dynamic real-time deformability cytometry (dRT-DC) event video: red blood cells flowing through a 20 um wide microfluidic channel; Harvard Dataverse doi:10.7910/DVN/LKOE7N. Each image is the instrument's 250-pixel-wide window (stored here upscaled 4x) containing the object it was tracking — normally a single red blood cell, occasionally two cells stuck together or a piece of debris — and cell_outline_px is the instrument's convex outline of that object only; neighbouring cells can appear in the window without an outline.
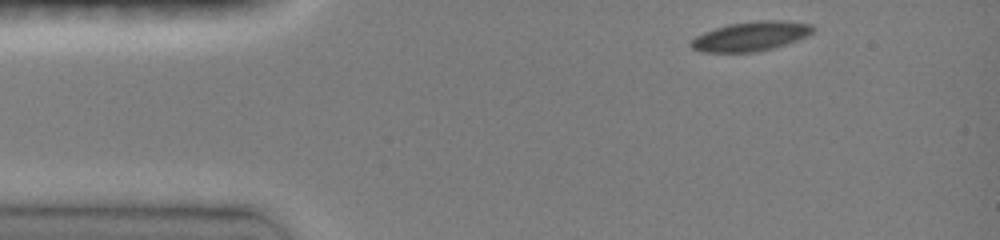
{"species": "common noctule bat (a hibernating species)", "species_latin": "Nyctalus noctula", "temperature_condition": "room temperature", "stored_images_in_passage": 33, "camera_frame_rate_fps": 3000, "um_per_image_px": 0.085, "animal": {"sex": "female", "body_mass_g": 19.0, "forearm_length_mm": 51.5}, "frame": {"image": 1, "passage_image": 1, "time_ms": 0.0, "image_size_px": [1000, 240], "cell_outline_px": [[816, 28], [808, 36], [772, 48], [756, 52], [700, 52], [692, 48], [688, 44], [696, 36], [704, 32], [728, 24], [756, 20], [784, 20], [812, 24]], "centroid_in_image_um": [63.82, 3.07], "position_along_channel_um": 21.2, "area_um2": 20.98}}
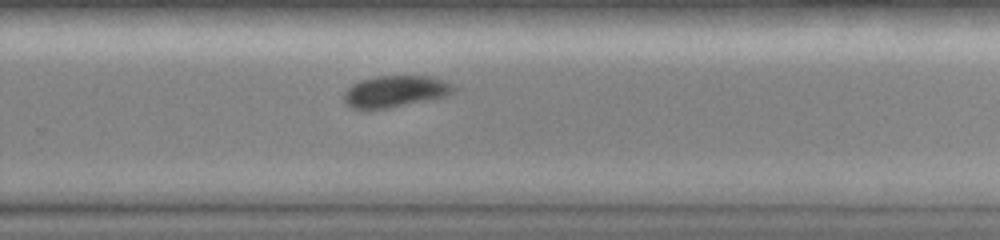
{"frame": {"image": 2, "passage_image": 25, "time_ms": 8.333, "image_size_px": [1000, 240], "cell_outline_px": [[456, 88], [448, 96], [388, 108], [352, 108], [344, 104], [344, 92], [352, 84], [360, 80], [376, 76], [432, 76], [444, 80], [452, 84]], "centroid_in_image_um": [33.6, 7.76], "position_along_channel_um": 296.2, "area_um2": 20.17}}
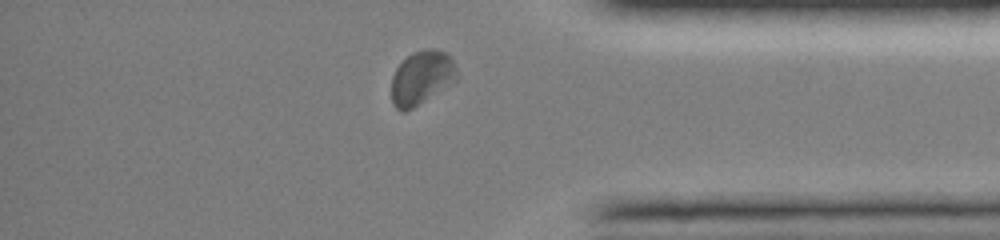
{"frame": {"image": 3, "passage_image": 31, "time_ms": 11.0, "image_size_px": [1000, 240], "cell_outline_px": [[456, 80], [412, 108], [404, 112], [400, 112], [392, 104], [392, 76], [396, 68], [412, 52], [424, 48], [436, 48], [448, 52], [452, 56], [456, 68]], "centroid_in_image_um": [35.84, 6.56], "position_along_channel_um": 399.4, "area_um2": 20.52}, "authors_computed_cell_mechanics": {"area_um2": 20.9814, "velocity_mm_per_s": 4.0716, "shape_relaxation_time_tau1_ms": 2.1181, "shape_relaxation_time_tau2_ms": null, "deformation_change_tau1": 0.0684, "deformation_change_tau2": null}}